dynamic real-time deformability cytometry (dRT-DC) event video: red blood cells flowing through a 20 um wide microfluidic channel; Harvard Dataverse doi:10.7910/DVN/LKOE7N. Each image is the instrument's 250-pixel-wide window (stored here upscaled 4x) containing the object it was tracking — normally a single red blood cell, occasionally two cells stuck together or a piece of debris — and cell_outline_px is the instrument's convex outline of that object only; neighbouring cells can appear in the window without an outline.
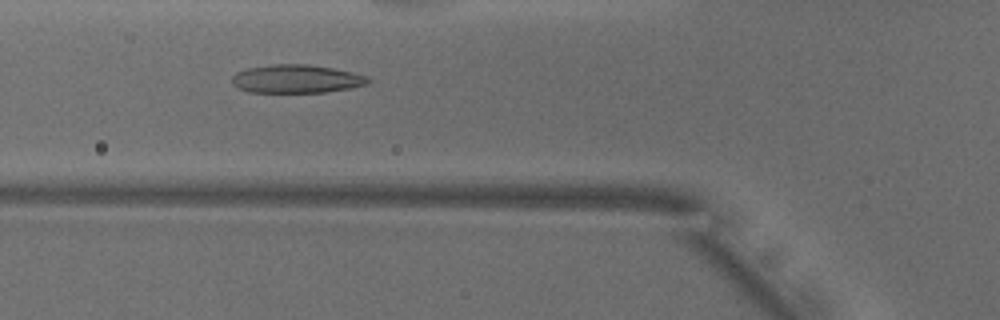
{"species": "common noctule bat (a hibernating species)", "species_latin": "Nyctalus noctula", "temperature_condition": "warm", "stored_images_in_passage": 29, "camera_frame_rate_fps": 3000, "um_per_image_px": 0.085, "animal": {"sex": "male", "body_mass_g": 18.8}, "frame": {"image": 1, "passage_image": 5, "time_ms": 1.333, "image_size_px": [1000, 320], "cell_outline_px": [[372, 80], [368, 84], [348, 88], [324, 92], [248, 92], [236, 88], [232, 84], [232, 76], [236, 72], [248, 68], [272, 64], [308, 64], [332, 68], [368, 76]], "centroid_in_image_um": [25.16, 6.7], "position_along_channel_um": 100.6, "area_um2": 22.48}}
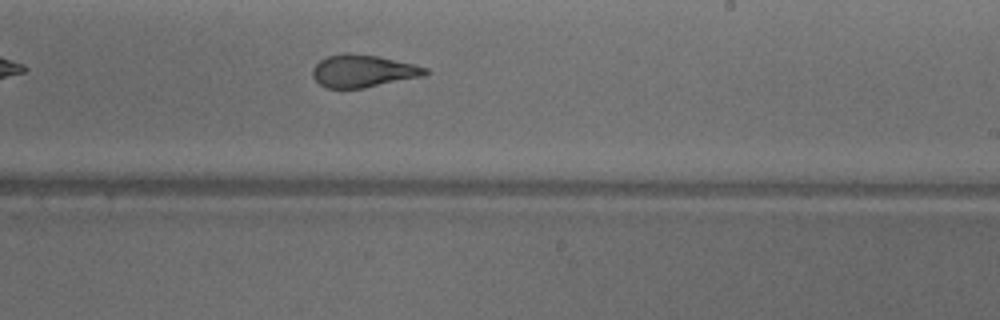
{"frame": {"image": 2, "passage_image": 17, "time_ms": 5.333, "image_size_px": [1000, 320], "cell_outline_px": [[428, 72], [424, 76], [364, 88], [328, 88], [320, 84], [312, 76], [312, 68], [320, 60], [328, 56], [344, 52], [348, 52], [376, 56], [416, 64], [428, 68]], "centroid_in_image_um": [30.86, 6.03], "position_along_channel_um": 258.1, "area_um2": 21.39}}
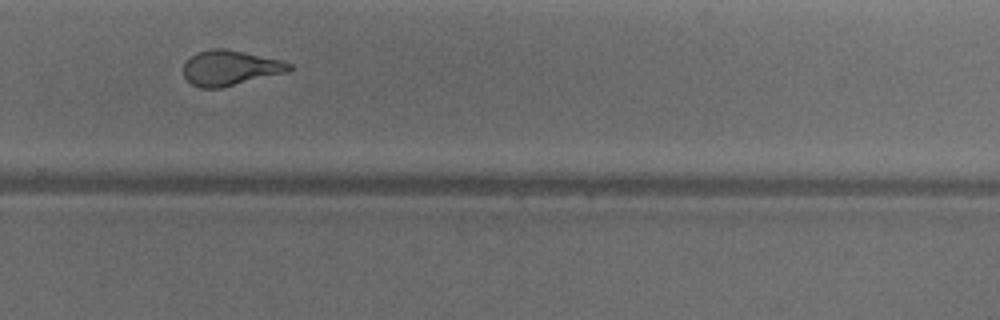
{"frame": {"image": 3, "passage_image": 21, "time_ms": 6.667, "image_size_px": [1000, 320], "cell_outline_px": [[292, 68], [288, 72], [220, 88], [200, 88], [192, 84], [184, 76], [184, 64], [196, 52], [212, 48], [224, 48], [244, 52], [280, 60], [292, 64]], "centroid_in_image_um": [19.56, 5.77], "position_along_channel_um": 310.2, "area_um2": 21.5}, "authors_computed_cell_mechanics": {"area_um2": 21.7906, "velocity_mm_per_s": 3.9327, "shape_relaxation_time_tau1_ms": 7.5809, "shape_relaxation_time_tau2_ms": 1.3318, "deformation_change_tau1": 0.2472, "deformation_change_tau2": 0.1037}}